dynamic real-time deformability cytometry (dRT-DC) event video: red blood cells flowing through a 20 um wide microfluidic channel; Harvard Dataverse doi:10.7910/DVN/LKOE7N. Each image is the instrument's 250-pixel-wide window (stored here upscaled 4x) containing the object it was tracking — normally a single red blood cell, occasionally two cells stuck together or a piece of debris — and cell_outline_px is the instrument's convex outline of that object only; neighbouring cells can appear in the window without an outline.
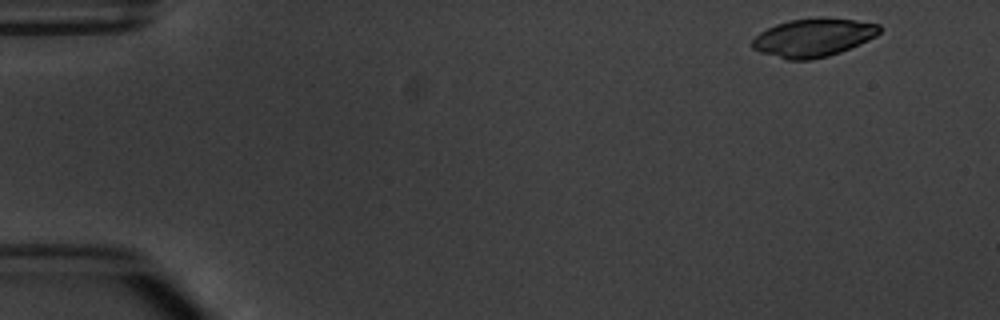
{"species": "common noctule bat (a hibernating species)", "species_latin": "Nyctalus noctula", "temperature_condition": "warm", "stored_images_in_passage": 5, "segment_of_instrument_passage": [1, 2], "camera_frame_rate_fps": 3000, "um_per_image_px": 0.085, "animal": {"sex": "male", "body_mass_g": 20.1, "forearm_length_mm": 53.5}, "frame": {"image": 1, "passage_image": 1, "time_ms": 0.0, "image_size_px": [1000, 320], "cell_outline_px": [[880, 32], [876, 36], [860, 44], [840, 52], [828, 56], [812, 60], [788, 60], [760, 52], [752, 48], [752, 40], [760, 32], [776, 24], [788, 20], [820, 16], [856, 20], [880, 24]], "centroid_in_image_um": [69.14, 3.18], "position_along_channel_um": 15.9, "area_um2": 28.67}}